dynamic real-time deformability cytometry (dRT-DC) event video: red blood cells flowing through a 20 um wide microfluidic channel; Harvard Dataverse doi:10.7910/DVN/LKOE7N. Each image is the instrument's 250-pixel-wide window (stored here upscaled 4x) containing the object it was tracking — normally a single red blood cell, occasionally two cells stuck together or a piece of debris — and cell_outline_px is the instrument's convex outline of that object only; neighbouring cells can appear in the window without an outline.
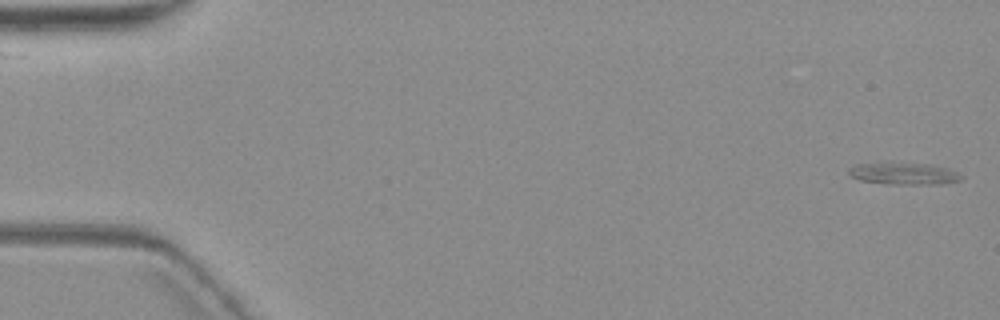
{"species": "common noctule bat (a hibernating species)", "species_latin": "Nyctalus noctula", "temperature_condition": "warm", "stored_images_in_passage": 6, "camera_frame_rate_fps": 3000, "um_per_image_px": 0.085, "animal": {"sex": "female", "body_mass_g": 19.3, "forearm_length_mm": 54.1}, "frame": {"image": 1, "passage_image": 1, "time_ms": 0.0, "image_size_px": [1000, 320], "cell_outline_px": [[964, 176], [960, 180], [940, 184], [888, 184], [860, 180], [848, 176], [848, 168], [856, 164], [888, 160], [928, 164], [948, 168], [960, 172]], "centroid_in_image_um": [76.77, 14.71], "position_along_channel_um": 8.2, "area_um2": 15.2}}
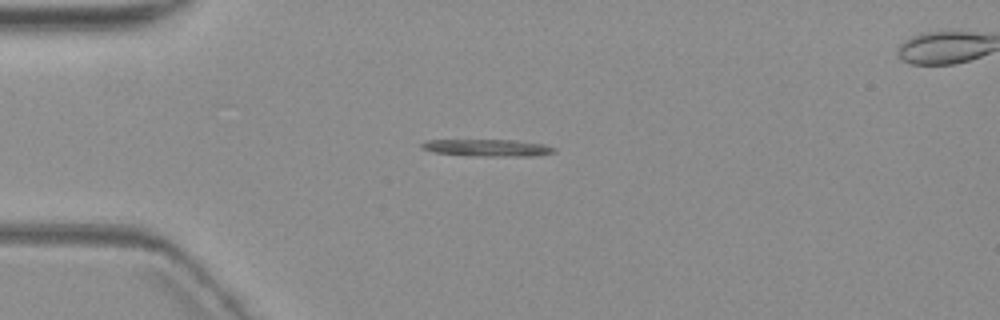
{"frame": {"image": 2, "passage_image": 5, "time_ms": 4.667, "image_size_px": [1000, 320], "cell_outline_px": [[556, 152], [536, 156], [472, 156], [432, 152], [420, 148], [420, 144], [424, 140], [512, 140], [544, 144], [556, 148]], "centroid_in_image_um": [41.41, 12.57], "position_along_channel_um": 43.6, "area_um2": 13.29}}